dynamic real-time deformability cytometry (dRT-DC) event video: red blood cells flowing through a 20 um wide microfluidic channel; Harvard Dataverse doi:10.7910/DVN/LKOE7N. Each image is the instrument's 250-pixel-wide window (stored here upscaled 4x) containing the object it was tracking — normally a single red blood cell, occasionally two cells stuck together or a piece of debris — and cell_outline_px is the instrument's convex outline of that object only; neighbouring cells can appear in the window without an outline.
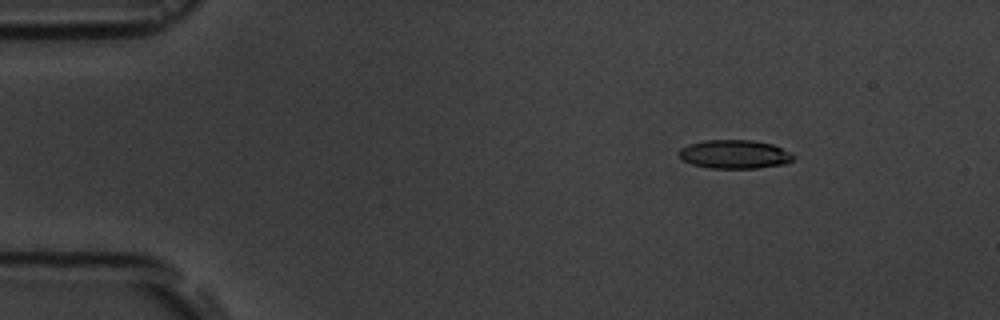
{"species": "common noctule bat (a hibernating species)", "species_latin": "Nyctalus noctula", "temperature_condition": "room temperature", "stored_images_in_passage": 5, "camera_frame_rate_fps": 3000, "um_per_image_px": 0.085, "animal": {"sex": "male", "body_mass_g": 19.5, "forearm_length_mm": 54.6}, "frame": {"image": 1, "passage_image": 3, "time_ms": 2.333, "image_size_px": [1000, 320], "cell_outline_px": [[796, 156], [792, 160], [784, 164], [756, 168], [708, 168], [692, 164], [684, 160], [680, 156], [680, 148], [688, 144], [704, 140], [752, 140], [772, 144]], "centroid_in_image_um": [62.42, 13.11], "position_along_channel_um": 22.6, "area_um2": 18.96}}